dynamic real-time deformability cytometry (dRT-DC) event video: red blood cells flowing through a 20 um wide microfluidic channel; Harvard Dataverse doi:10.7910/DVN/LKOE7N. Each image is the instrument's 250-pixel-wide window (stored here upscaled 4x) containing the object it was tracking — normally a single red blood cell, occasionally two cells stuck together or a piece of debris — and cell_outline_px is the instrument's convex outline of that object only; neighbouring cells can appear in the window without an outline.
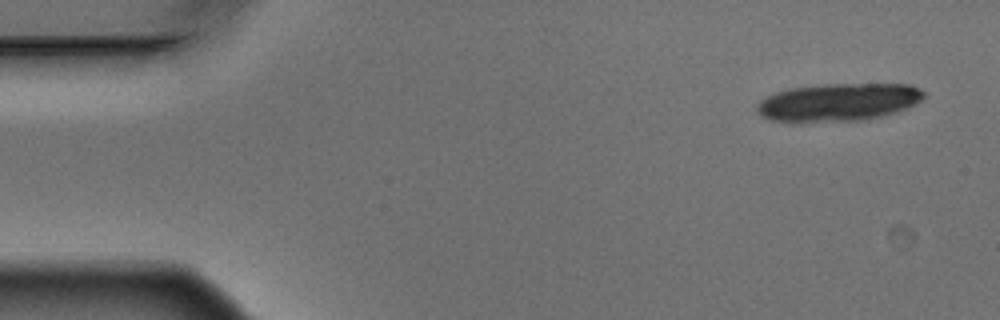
{"species": "Egyptian fruit bat (a non-hibernating species)", "species_latin": "Rousettus aegyptiacus", "temperature_condition": "warm", "stored_images_in_passage": 5, "camera_frame_rate_fps": 3000, "um_per_image_px": 0.085, "animal": {"sex": "male"}, "frame": {"image": 1, "passage_image": 1, "time_ms": 0.0, "image_size_px": [1000, 320], "cell_outline_px": [[924, 96], [916, 104], [908, 108], [896, 112], [864, 120], [768, 120], [760, 116], [756, 112], [756, 104], [760, 100], [776, 92], [788, 88], [824, 84], [912, 84], [920, 88], [924, 92]], "centroid_in_image_um": [71.28, 8.66], "position_along_channel_um": 13.7, "area_um2": 36.41}}
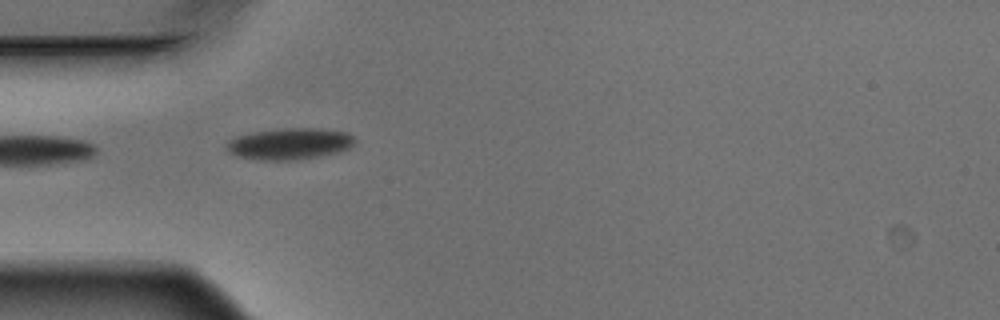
{"frame": {"image": 2, "passage_image": 4, "time_ms": 1.0, "image_size_px": [1000, 320], "cell_outline_px": [[356, 140], [348, 148], [340, 152], [320, 156], [292, 160], [264, 160], [236, 156], [228, 152], [224, 148], [228, 140], [236, 136], [256, 132], [284, 128], [320, 128], [348, 132]], "centroid_in_image_um": [24.61, 12.22], "position_along_channel_um": 60.4, "area_um2": 23.52}}